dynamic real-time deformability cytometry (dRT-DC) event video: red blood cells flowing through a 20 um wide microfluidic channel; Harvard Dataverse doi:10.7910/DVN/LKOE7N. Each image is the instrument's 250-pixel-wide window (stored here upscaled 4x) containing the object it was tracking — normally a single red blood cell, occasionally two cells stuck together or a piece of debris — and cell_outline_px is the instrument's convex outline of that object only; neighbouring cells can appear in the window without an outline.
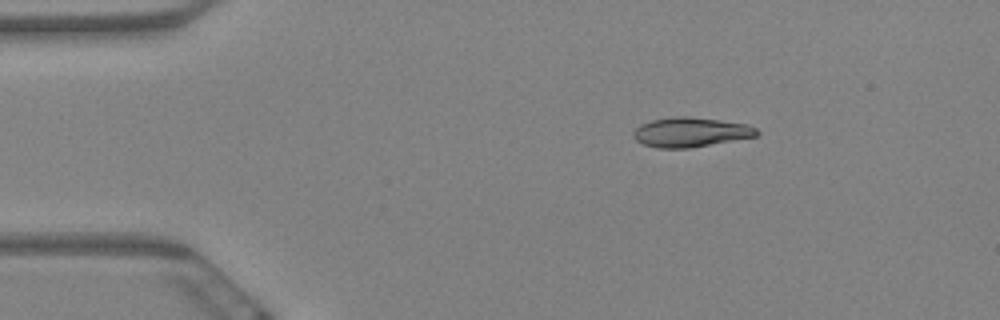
{"species": "Egyptian fruit bat (a non-hibernating species)", "species_latin": "Rousettus aegyptiacus", "temperature_condition": "warm", "stored_images_in_passage": 8, "camera_frame_rate_fps": 3000, "um_per_image_px": 0.085, "animal": {"sex": "female"}, "frame": {"image": 1, "passage_image": 3, "time_ms": 0.667, "image_size_px": [1000, 320], "cell_outline_px": [[760, 136], [692, 148], [656, 148], [644, 144], [636, 140], [632, 136], [632, 132], [640, 124], [652, 120], [672, 116], [688, 116], [720, 120], [748, 124], [756, 128], [760, 132]], "centroid_in_image_um": [58.73, 11.24], "position_along_channel_um": 26.3, "area_um2": 21.68}}
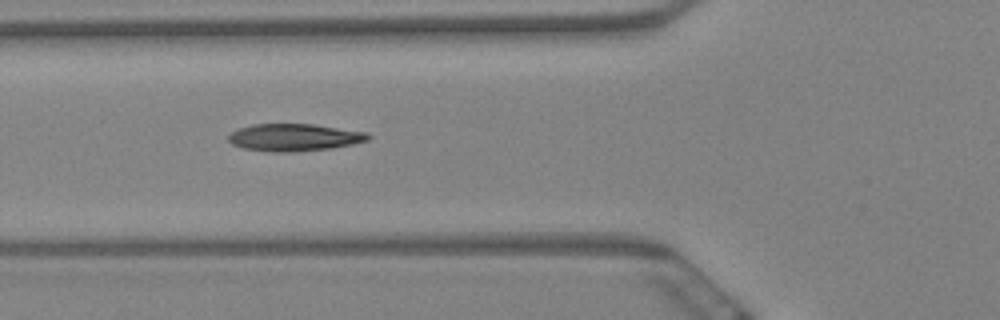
{"frame": {"image": 2, "passage_image": 6, "time_ms": 1.667, "image_size_px": [1000, 320], "cell_outline_px": [[372, 136], [368, 140], [352, 144], [328, 148], [296, 152], [272, 152], [244, 148], [232, 144], [228, 140], [228, 136], [232, 132], [240, 128], [252, 124], [312, 124], [368, 132]], "centroid_in_image_um": [25.02, 11.68], "position_along_channel_um": 100.8, "area_um2": 22.14}}
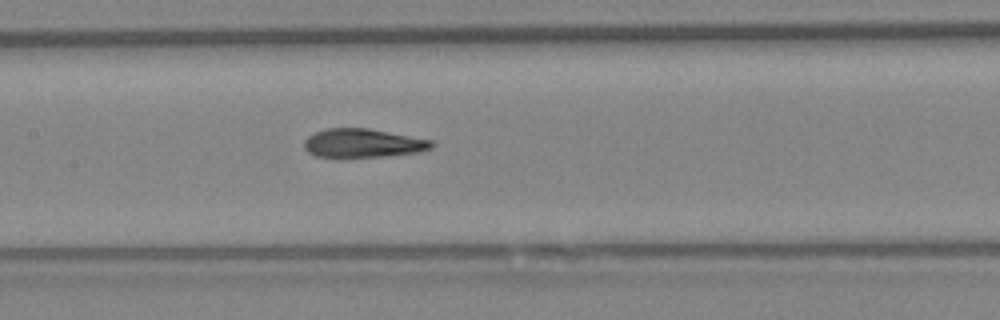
{"frame": {"image": 3, "passage_image": 8, "time_ms": 2.333, "image_size_px": [1000, 320], "cell_outline_px": [[436, 144], [432, 148], [416, 152], [380, 156], [316, 156], [308, 152], [304, 148], [304, 140], [308, 136], [316, 132], [328, 128], [368, 128], [432, 140]], "centroid_in_image_um": [30.85, 12.15], "position_along_channel_um": 176.5, "area_um2": 20.92}}